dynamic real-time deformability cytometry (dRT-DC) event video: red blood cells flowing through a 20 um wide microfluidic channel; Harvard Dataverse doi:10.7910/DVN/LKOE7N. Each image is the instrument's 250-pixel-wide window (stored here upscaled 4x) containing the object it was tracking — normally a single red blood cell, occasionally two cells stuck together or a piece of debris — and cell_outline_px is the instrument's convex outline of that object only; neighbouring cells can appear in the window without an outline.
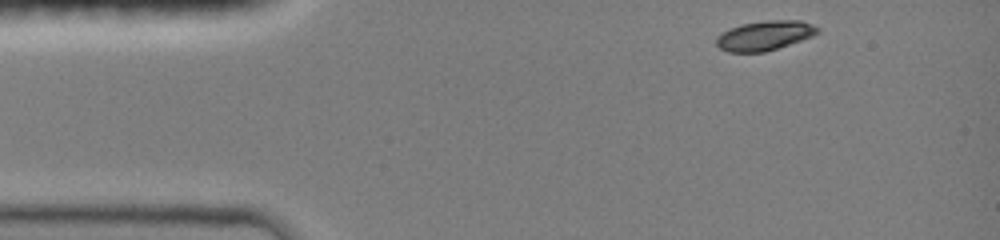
{"species": "common noctule bat (a hibernating species)", "species_latin": "Nyctalus noctula", "temperature_condition": "room temperature", "stored_images_in_passage": 38, "camera_frame_rate_fps": 3000, "um_per_image_px": 0.085, "animal": {"sex": "female", "body_mass_g": 19.0, "forearm_length_mm": 51.5}, "frame": {"image": 1, "passage_image": 1, "time_ms": 0.0, "image_size_px": [1000, 240], "cell_outline_px": [[820, 32], [812, 36], [764, 52], [728, 52], [720, 48], [716, 44], [716, 36], [720, 32], [740, 24], [764, 20], [800, 20], [812, 24], [820, 28]], "centroid_in_image_um": [64.97, 3.0], "position_along_channel_um": 20.0, "area_um2": 17.51}}
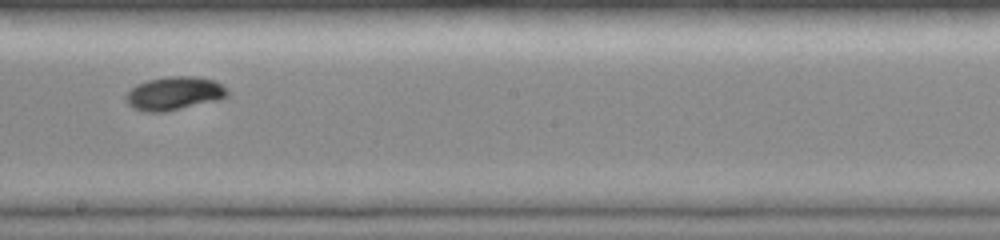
{"frame": {"image": 2, "passage_image": 22, "time_ms": 7.0, "image_size_px": [1000, 240], "cell_outline_px": [[232, 92], [228, 96], [220, 100], [164, 112], [144, 112], [132, 108], [128, 104], [124, 96], [136, 84], [148, 80], [168, 76], [196, 76], [216, 80], [228, 88]], "centroid_in_image_um": [14.86, 7.94], "position_along_channel_um": 233.3, "area_um2": 20.23}}
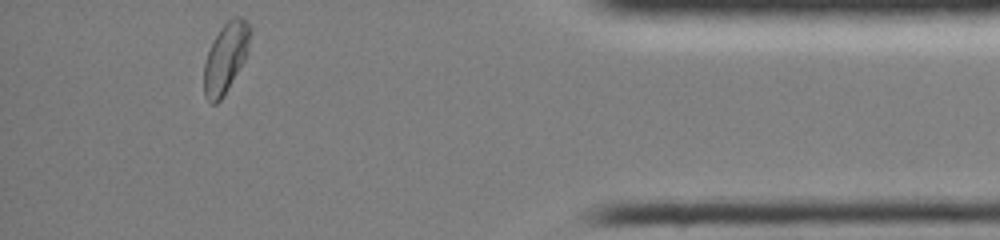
{"frame": {"image": 3, "passage_image": 38, "time_ms": 12.333, "image_size_px": [1000, 240], "cell_outline_px": [[252, 32], [248, 52], [244, 60], [228, 88], [220, 100], [216, 104], [212, 104], [204, 96], [204, 64], [208, 52], [220, 28], [232, 16], [240, 16], [252, 28]], "centroid_in_image_um": [19.2, 4.88], "position_along_channel_um": 416.0, "area_um2": 18.67}, "authors_computed_cell_mechanics": {"area_um2": 18.785, "velocity_mm_per_s": 4.0475, "shape_relaxation_time_tau1_ms": 2.0645, "shape_relaxation_time_tau2_ms": 4.0738, "deformation_change_tau1": 0.1369, "deformation_change_tau2": 0.041}}